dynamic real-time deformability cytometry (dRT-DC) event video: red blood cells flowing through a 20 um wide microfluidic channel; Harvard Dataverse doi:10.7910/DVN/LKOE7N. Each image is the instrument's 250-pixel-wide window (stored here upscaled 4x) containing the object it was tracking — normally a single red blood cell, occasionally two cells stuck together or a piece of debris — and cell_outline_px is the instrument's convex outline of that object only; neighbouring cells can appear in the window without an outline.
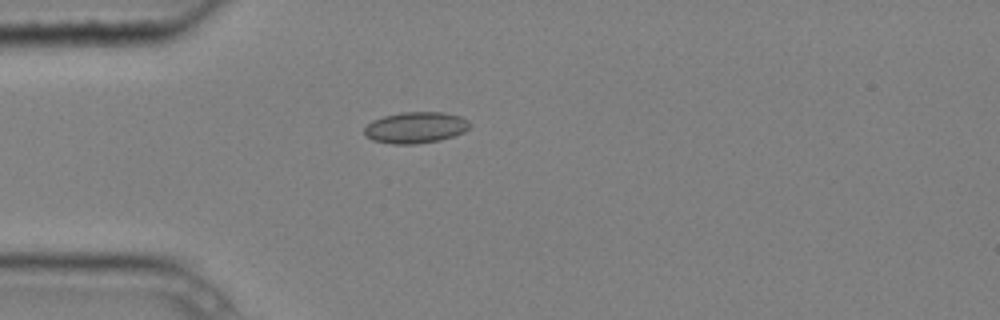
{"species": "common noctule bat (a hibernating species)", "species_latin": "Nyctalus noctula", "temperature_condition": "cold", "stored_images_in_passage": 6, "camera_frame_rate_fps": 3000, "um_per_image_px": 0.085, "animal": {"sex": "male", "body_mass_g": 20.4}, "frame": {"image": 1, "passage_image": 5, "time_ms": 1.333, "image_size_px": [1000, 320], "cell_outline_px": [[472, 124], [464, 132], [440, 140], [416, 144], [392, 144], [372, 140], [364, 136], [364, 128], [372, 120], [384, 116], [400, 112], [444, 112], [460, 116], [468, 120]], "centroid_in_image_um": [35.31, 10.84], "position_along_channel_um": 49.7, "area_um2": 19.36}}